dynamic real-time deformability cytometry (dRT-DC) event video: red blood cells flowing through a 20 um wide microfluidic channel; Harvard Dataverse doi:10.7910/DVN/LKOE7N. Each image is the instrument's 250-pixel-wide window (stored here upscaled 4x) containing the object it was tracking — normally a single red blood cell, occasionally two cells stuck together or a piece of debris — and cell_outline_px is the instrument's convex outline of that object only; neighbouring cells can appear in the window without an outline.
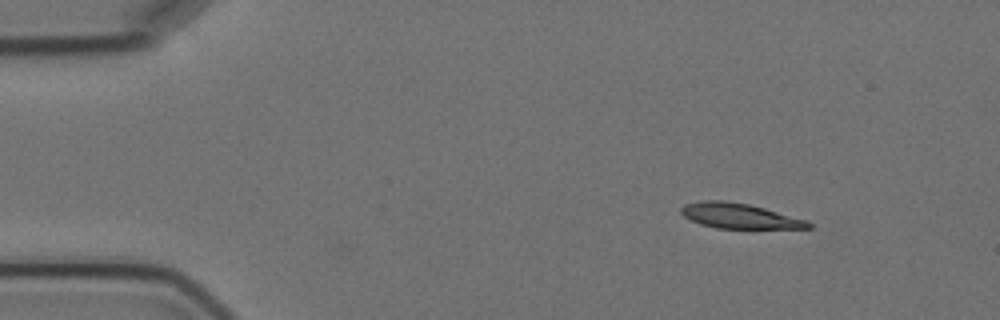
{"species": "Egyptian fruit bat (a non-hibernating species)", "species_latin": "Rousettus aegyptiacus", "temperature_condition": "cold", "stored_images_in_passage": 5, "camera_frame_rate_fps": 3000, "um_per_image_px": 0.085, "animal": {"sex": "female"}, "frame": {"image": 1, "passage_image": 1, "time_ms": 0.0, "image_size_px": [1000, 320], "cell_outline_px": [[812, 228], [716, 228], [700, 224], [684, 216], [680, 212], [680, 208], [684, 204], [704, 200], [724, 200], [748, 204], [764, 208], [808, 220], [812, 224]], "centroid_in_image_um": [62.84, 18.35], "position_along_channel_um": 22.2, "area_um2": 18.55}}
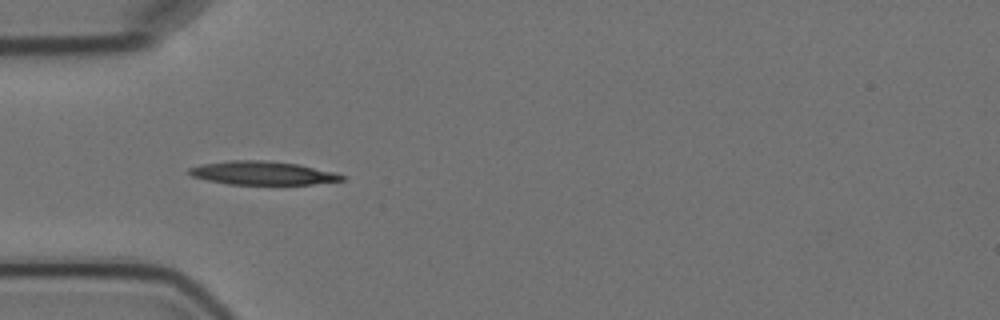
{"frame": {"image": 2, "passage_image": 4, "time_ms": 3.333, "image_size_px": [1000, 320], "cell_outline_px": [[348, 176], [344, 180], [312, 184], [228, 184], [208, 180], [192, 176], [188, 172], [188, 168], [200, 164], [228, 160], [264, 160], [296, 164], [336, 172]], "centroid_in_image_um": [22.32, 14.7], "position_along_channel_um": 62.7, "area_um2": 20.92}}
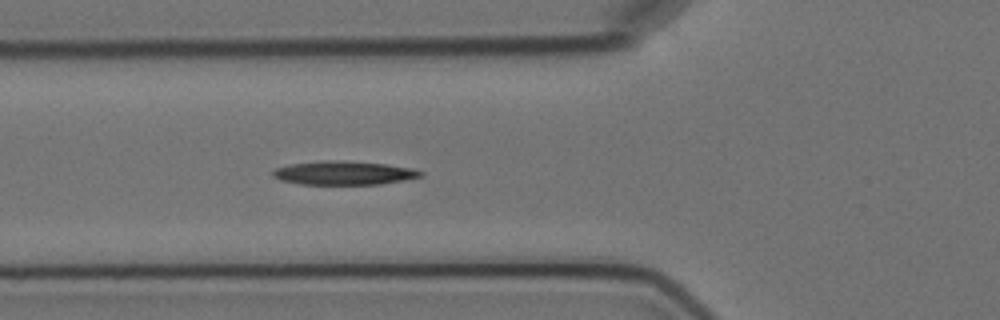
{"frame": {"image": 3, "passage_image": 5, "time_ms": 4.333, "image_size_px": [1000, 320], "cell_outline_px": [[424, 176], [404, 180], [380, 184], [300, 184], [280, 180], [272, 176], [272, 172], [276, 168], [288, 164], [324, 160], [344, 160], [388, 164], [412, 168], [424, 172]], "centroid_in_image_um": [29.24, 14.69], "position_along_channel_um": 96.6, "area_um2": 20.63}}